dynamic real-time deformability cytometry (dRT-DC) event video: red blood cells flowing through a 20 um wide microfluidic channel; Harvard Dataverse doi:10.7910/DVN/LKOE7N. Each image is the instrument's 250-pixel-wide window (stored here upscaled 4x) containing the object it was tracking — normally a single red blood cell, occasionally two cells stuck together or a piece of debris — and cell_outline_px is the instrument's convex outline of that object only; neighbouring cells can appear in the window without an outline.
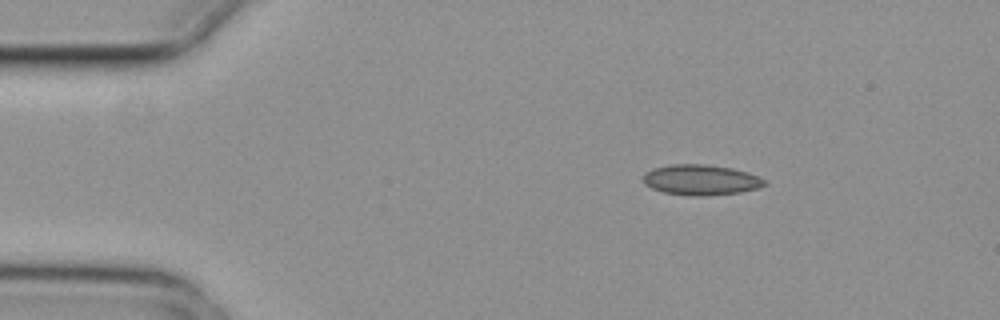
{"species": "common noctule bat (a hibernating species)", "species_latin": "Nyctalus noctula", "temperature_condition": "cold", "stored_images_in_passage": 3, "camera_frame_rate_fps": 3000, "um_per_image_px": 0.085, "animal": {"sex": "female", "body_mass_g": 29.2, "forearm_length_mm": 56.3}, "frame": {"image": 1, "passage_image": 1, "time_ms": 0.0, "image_size_px": [1000, 320], "cell_outline_px": [[768, 184], [756, 188], [740, 192], [704, 196], [696, 196], [664, 192], [652, 188], [644, 184], [644, 172], [652, 168], [672, 164], [704, 164], [732, 168], [748, 172], [764, 180]], "centroid_in_image_um": [59.55, 15.28], "position_along_channel_um": 25.4, "area_um2": 21.39}}